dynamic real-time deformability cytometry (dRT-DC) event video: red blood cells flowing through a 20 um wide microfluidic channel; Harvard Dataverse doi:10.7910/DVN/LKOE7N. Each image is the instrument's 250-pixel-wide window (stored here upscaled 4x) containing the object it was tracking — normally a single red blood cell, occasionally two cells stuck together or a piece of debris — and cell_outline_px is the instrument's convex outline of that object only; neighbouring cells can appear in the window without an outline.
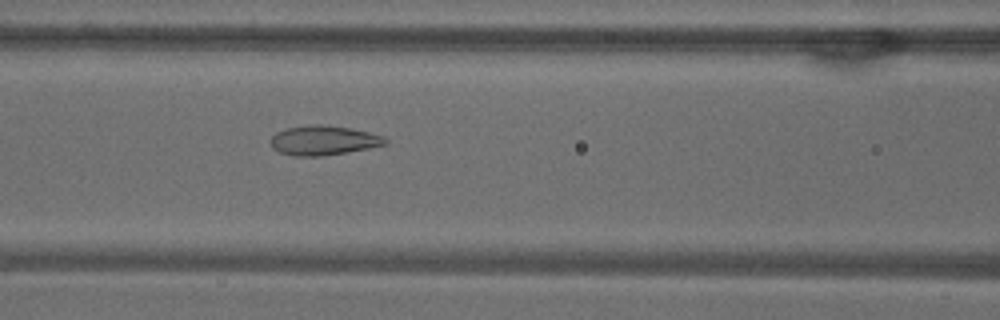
{"species": "common noctule bat (a hibernating species)", "species_latin": "Nyctalus noctula", "temperature_condition": "warm", "stored_images_in_passage": 52, "camera_frame_rate_fps": 3000, "um_per_image_px": 0.085, "animal": {"sex": "male", "body_mass_g": 18.8}, "frame": {"image": 1, "passage_image": 22, "time_ms": 7.0, "image_size_px": [1000, 320], "cell_outline_px": [[388, 144], [348, 152], [324, 156], [292, 156], [280, 152], [272, 148], [268, 140], [276, 132], [284, 128], [308, 124], [328, 124], [368, 132], [384, 136], [388, 140]], "centroid_in_image_um": [27.46, 11.92], "position_along_channel_um": 139.1, "area_um2": 20.11}}
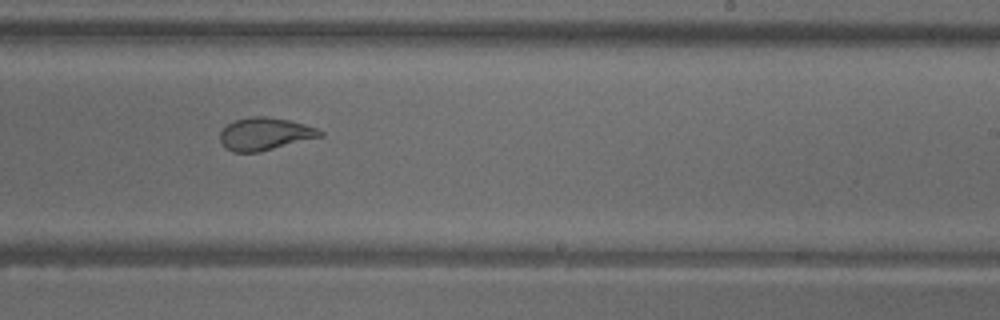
{"frame": {"image": 2, "passage_image": 32, "time_ms": 10.333, "image_size_px": [1000, 320], "cell_outline_px": [[324, 136], [260, 152], [232, 152], [224, 148], [220, 140], [220, 132], [228, 124], [236, 120], [248, 116], [264, 116], [288, 120], [304, 124], [316, 128], [324, 132]], "centroid_in_image_um": [22.52, 11.39], "position_along_channel_um": 266.5, "area_um2": 19.07}}
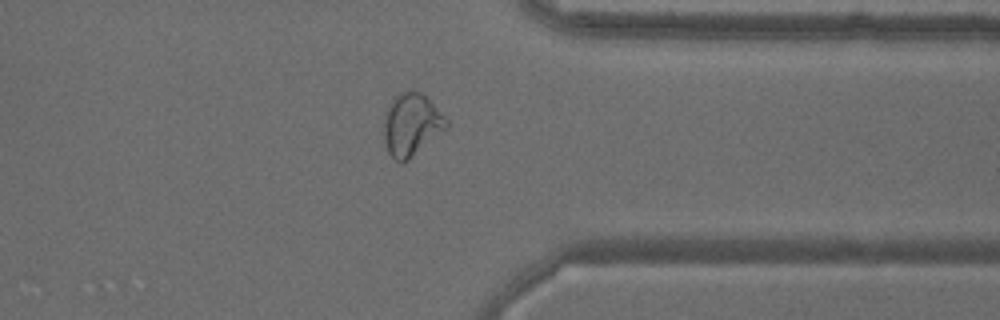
{"frame": {"image": 3, "passage_image": 41, "time_ms": 13.333, "image_size_px": [1000, 320], "cell_outline_px": [[448, 128], [408, 160], [400, 164], [388, 152], [384, 140], [384, 112], [392, 96], [400, 92], [420, 92], [448, 120]], "centroid_in_image_um": [34.94, 10.61], "position_along_channel_um": 376.5, "area_um2": 22.72}, "authors_computed_cell_mechanics": {"area_um2": 23.2645, "velocity_mm_per_s": 3.8314, "shape_relaxation_time_tau1_ms": null, "shape_relaxation_time_tau2_ms": 1.1643, "deformation_change_tau1": null, "deformation_change_tau2": 0.0785}}